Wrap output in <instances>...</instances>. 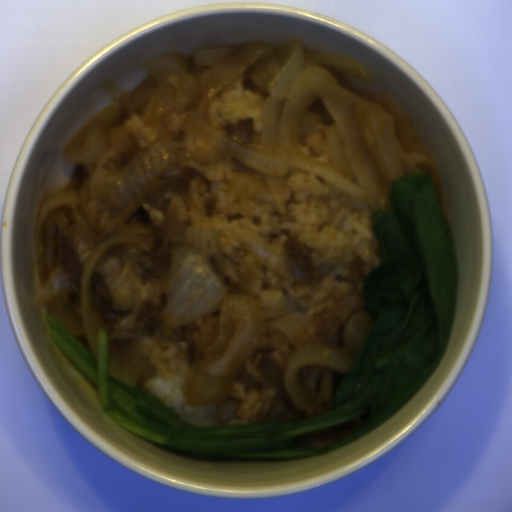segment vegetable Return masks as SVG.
<instances>
[{
    "label": "vegetable",
    "instance_id": "1",
    "mask_svg": "<svg viewBox=\"0 0 512 512\" xmlns=\"http://www.w3.org/2000/svg\"><path fill=\"white\" fill-rule=\"evenodd\" d=\"M394 210L371 218L382 256L362 291L373 320L331 411L295 422L198 427L141 386L107 372L105 328L97 358L51 313L50 339L87 376L101 410L122 428L181 453L240 458H310L352 443L395 415L448 352L457 314L458 270L451 229L429 175L392 181ZM368 414L355 432L326 448L293 447L305 435Z\"/></svg>",
    "mask_w": 512,
    "mask_h": 512
}]
</instances>
